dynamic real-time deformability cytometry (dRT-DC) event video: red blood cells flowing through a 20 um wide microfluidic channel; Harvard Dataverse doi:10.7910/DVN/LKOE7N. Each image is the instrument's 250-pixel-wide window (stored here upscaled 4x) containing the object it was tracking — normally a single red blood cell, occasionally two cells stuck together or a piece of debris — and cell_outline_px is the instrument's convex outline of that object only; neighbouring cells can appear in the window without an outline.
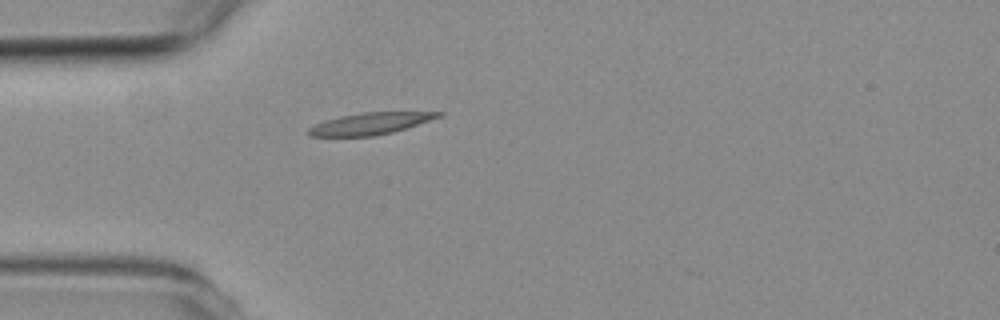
{"species": "common noctule bat (a hibernating species)", "species_latin": "Nyctalus noctula", "temperature_condition": "room temperature", "stored_images_in_passage": 2, "camera_frame_rate_fps": 3000, "um_per_image_px": 0.085, "animal": {"sex": "female", "body_mass_g": 19.3, "forearm_length_mm": 54.1}, "frame": {"image": 1, "passage_image": 1, "time_ms": 0.0, "image_size_px": [1000, 320], "cell_outline_px": [[444, 116], [392, 132], [376, 136], [308, 136], [308, 128], [324, 120], [340, 116], [364, 112], [444, 112]], "centroid_in_image_um": [31.48, 10.5], "position_along_channel_um": 53.5, "area_um2": 16.42}}